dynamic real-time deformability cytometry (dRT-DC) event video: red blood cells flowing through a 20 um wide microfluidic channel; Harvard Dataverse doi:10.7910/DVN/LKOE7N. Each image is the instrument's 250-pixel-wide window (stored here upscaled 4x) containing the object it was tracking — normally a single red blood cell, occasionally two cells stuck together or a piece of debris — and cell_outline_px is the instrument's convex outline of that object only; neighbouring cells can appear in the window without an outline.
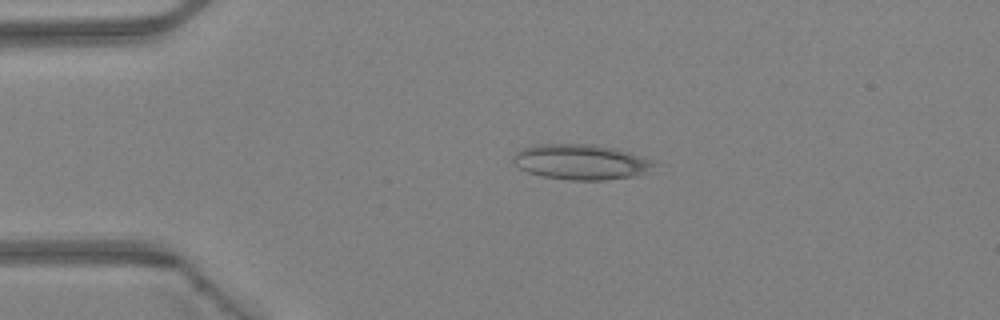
{"species": "Egyptian fruit bat (a non-hibernating species)", "species_latin": "Rousettus aegyptiacus", "temperature_condition": "warm", "stored_images_in_passage": 46, "camera_frame_rate_fps": 3000, "um_per_image_px": 0.085, "animal": {"sex": "female"}, "frame": {"image": 1, "passage_image": 10, "time_ms": 3.0, "image_size_px": [1000, 320], "cell_outline_px": [[660, 164], [648, 172], [632, 176], [604, 180], [572, 180], [544, 176], [528, 172], [512, 164], [512, 156], [516, 152], [524, 148], [536, 144], [592, 144], [616, 148], [656, 160]], "centroid_in_image_um": [49.43, 13.76], "position_along_channel_um": 35.6, "area_um2": 29.3}}
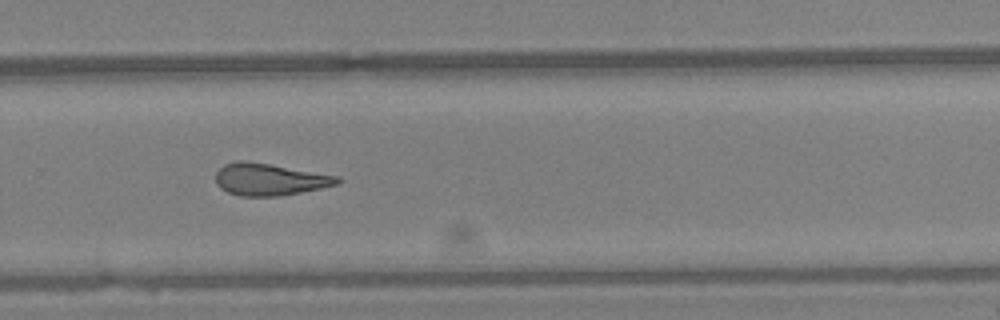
{"frame": {"image": 2, "passage_image": 31, "time_ms": 10.0, "image_size_px": [1000, 320], "cell_outline_px": [[344, 180], [336, 184], [320, 188], [280, 196], [240, 196], [228, 192], [220, 188], [216, 184], [216, 172], [224, 164], [240, 160], [244, 160], [340, 176]], "centroid_in_image_um": [22.91, 15.25], "position_along_channel_um": 306.9, "area_um2": 22.6}}
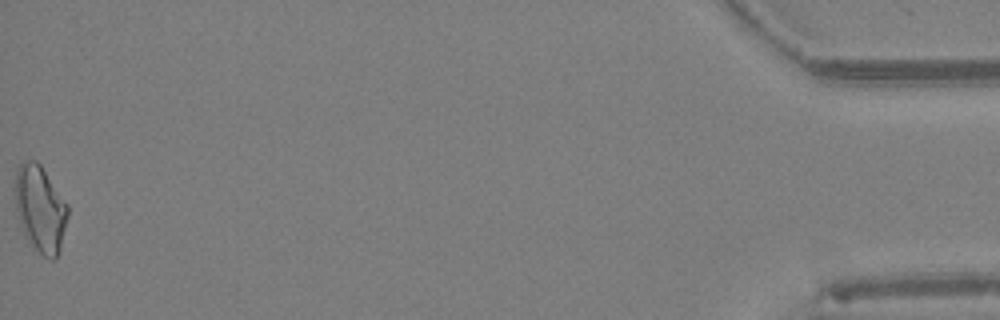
{"frame": {"image": 3, "passage_image": 46, "time_ms": 15.0, "image_size_px": [1000, 320], "cell_outline_px": [[68, 216], [60, 248], [56, 260], [48, 260], [28, 240], [20, 224], [16, 208], [16, 168], [24, 160], [36, 160], [40, 164], [68, 204]], "centroid_in_image_um": [3.44, 17.74], "position_along_channel_um": 431.8, "area_um2": 26.3}, "authors_computed_cell_mechanics": {"area_um2": 23.3801, "velocity_mm_per_s": 4.455, "shape_relaxation_time_tau1_ms": null, "shape_relaxation_time_tau2_ms": 4.1647, "deformation_change_tau1": null, "deformation_change_tau2": 0.1538}}